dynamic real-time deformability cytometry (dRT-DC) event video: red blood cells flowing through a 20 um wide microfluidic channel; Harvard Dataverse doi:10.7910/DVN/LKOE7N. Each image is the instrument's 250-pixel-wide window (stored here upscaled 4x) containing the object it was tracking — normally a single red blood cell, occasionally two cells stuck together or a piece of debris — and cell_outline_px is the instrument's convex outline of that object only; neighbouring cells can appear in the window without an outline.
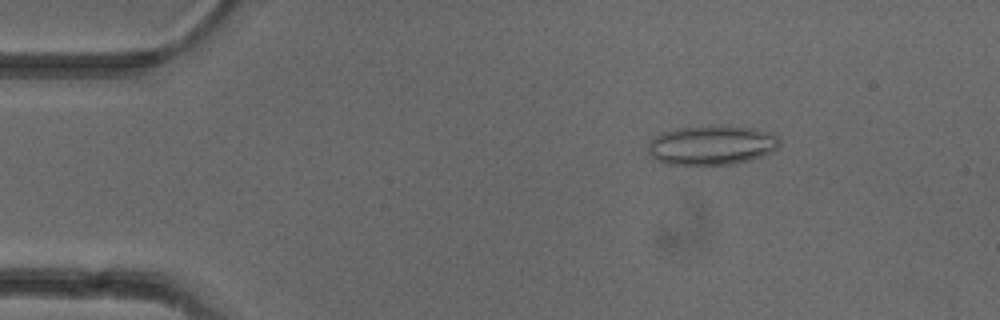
{"species": "common noctule bat (a hibernating species)", "species_latin": "Nyctalus noctula", "temperature_condition": "cold", "stored_images_in_passage": 52, "camera_frame_rate_fps": 3000, "um_per_image_px": 0.085, "animal": {"sex": "female"}, "frame": {"image": 1, "passage_image": 8, "time_ms": 2.333, "image_size_px": [1000, 320], "cell_outline_px": [[780, 144], [772, 152], [748, 160], [732, 164], [664, 164], [656, 160], [648, 152], [648, 144], [656, 136], [664, 132], [676, 128], [756, 128], [772, 136]], "centroid_in_image_um": [60.42, 12.38], "position_along_channel_um": 24.6, "area_um2": 28.84}}
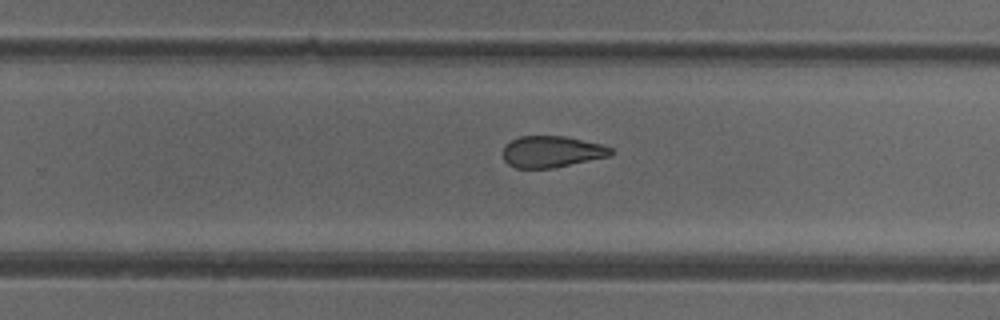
{"frame": {"image": 2, "passage_image": 33, "time_ms": 10.667, "image_size_px": [1000, 320], "cell_outline_px": [[616, 152], [608, 156], [552, 168], [516, 168], [508, 164], [504, 160], [504, 148], [512, 140], [520, 136], [564, 136], [600, 144], [612, 148]], "centroid_in_image_um": [46.9, 12.89], "position_along_channel_um": 282.9, "area_um2": 19.48}}
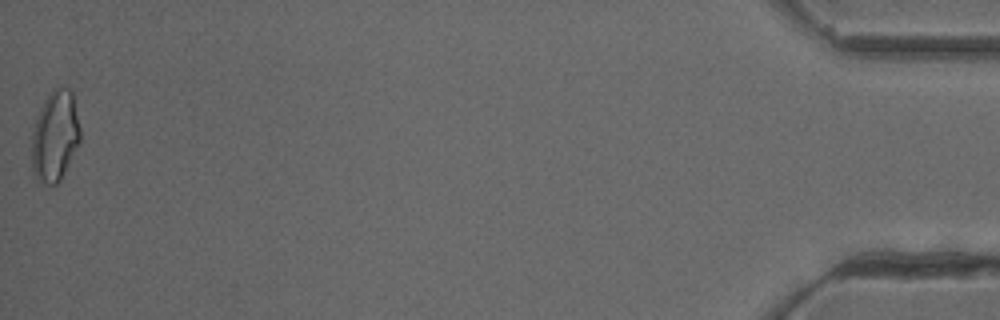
{"frame": {"image": 3, "passage_image": 52, "time_ms": 17.0, "image_size_px": [1000, 320], "cell_outline_px": [[80, 140], [60, 180], [56, 184], [48, 184], [36, 180], [32, 168], [32, 132], [40, 108], [44, 100], [56, 88], [68, 88], [72, 92], [80, 128]], "centroid_in_image_um": [4.66, 11.59], "position_along_channel_um": 430.5, "area_um2": 25.14}, "authors_computed_cell_mechanics": {"area_um2": 21.9062, "velocity_mm_per_s": 3.9387, "shape_relaxation_time_tau1_ms": null, "shape_relaxation_time_tau2_ms": 2.6198, "deformation_change_tau1": null, "deformation_change_tau2": 0.105}}